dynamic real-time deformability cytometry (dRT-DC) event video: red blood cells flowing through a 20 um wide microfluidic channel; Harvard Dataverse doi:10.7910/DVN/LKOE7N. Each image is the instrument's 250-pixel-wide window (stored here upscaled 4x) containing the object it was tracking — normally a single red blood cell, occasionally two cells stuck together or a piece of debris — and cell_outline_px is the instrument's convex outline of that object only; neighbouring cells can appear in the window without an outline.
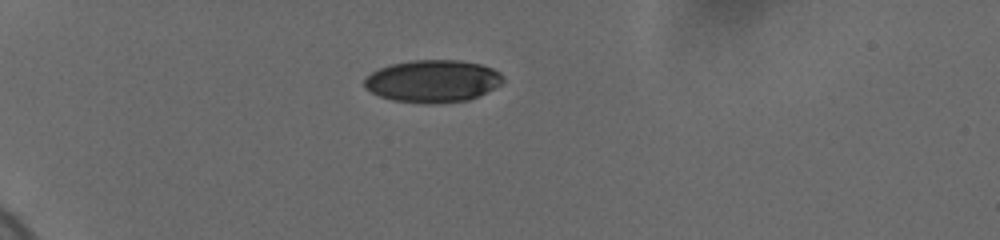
{"species": "human", "species_latin": "Homo sapiens", "temperature_condition": "cold", "stored_images_in_passage": 5, "camera_frame_rate_fps": 3000, "um_per_image_px": 0.085, "donor": {"sex": "female"}, "frame": {"image": 1, "passage_image": 1, "time_ms": 0.0, "image_size_px": [1000, 240], "cell_outline_px": [[504, 80], [500, 84], [468, 100], [428, 104], [392, 100], [380, 96], [364, 88], [364, 80], [372, 72], [380, 68], [392, 64], [412, 60], [460, 60], [480, 64], [492, 68], [500, 72], [504, 76]], "centroid_in_image_um": [36.77, 6.89], "position_along_channel_um": 48.2, "area_um2": 33.99}}
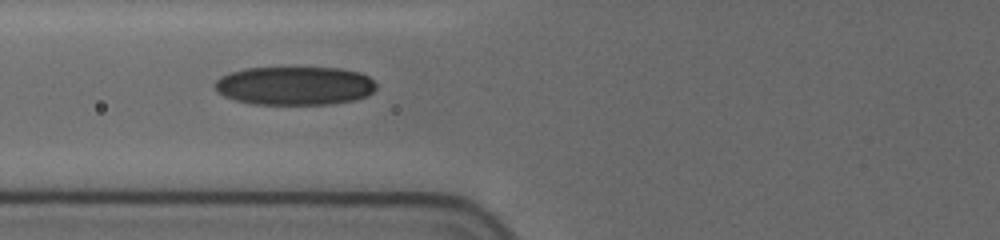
{"frame": {"image": 2, "passage_image": 4, "time_ms": 2.667, "image_size_px": [1000, 240], "cell_outline_px": [[376, 88], [372, 92], [364, 96], [352, 100], [332, 104], [252, 104], [236, 100], [224, 96], [216, 88], [216, 80], [220, 76], [244, 68], [340, 68], [360, 72], [368, 76], [376, 84]], "centroid_in_image_um": [25.06, 7.28], "position_along_channel_um": 100.7, "area_um2": 36.07}}